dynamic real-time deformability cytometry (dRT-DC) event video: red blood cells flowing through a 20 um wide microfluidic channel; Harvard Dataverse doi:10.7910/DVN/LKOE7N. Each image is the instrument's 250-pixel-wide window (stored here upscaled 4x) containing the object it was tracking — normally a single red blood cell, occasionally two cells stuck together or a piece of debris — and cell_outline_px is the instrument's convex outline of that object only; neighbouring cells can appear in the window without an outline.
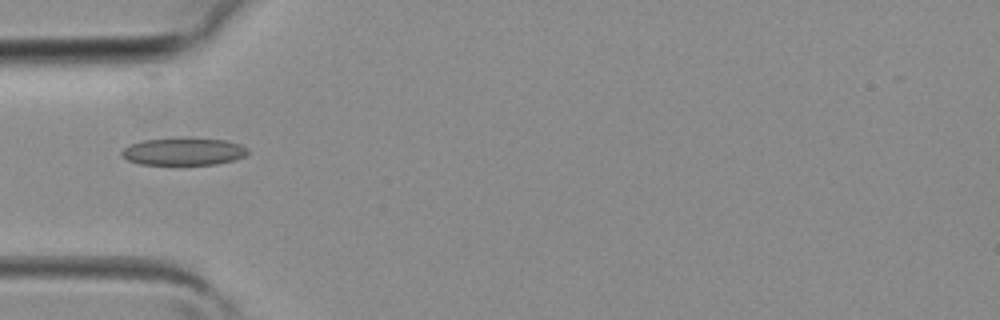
{"species": "common noctule bat (a hibernating species)", "species_latin": "Nyctalus noctula", "temperature_condition": "room temperature", "stored_images_in_passage": 2, "camera_frame_rate_fps": 3000, "um_per_image_px": 0.085, "animal": {"sex": "female", "body_mass_g": 19.3, "forearm_length_mm": 54.1}, "frame": {"image": 1, "passage_image": 2, "time_ms": 0.333, "image_size_px": [1000, 320], "cell_outline_px": [[248, 152], [244, 156], [232, 160], [216, 164], [140, 164], [128, 160], [120, 156], [120, 152], [128, 144], [144, 140], [184, 136], [188, 136], [224, 140], [240, 144], [248, 148]], "centroid_in_image_um": [15.56, 12.84], "position_along_channel_um": 69.4, "area_um2": 20.58}}